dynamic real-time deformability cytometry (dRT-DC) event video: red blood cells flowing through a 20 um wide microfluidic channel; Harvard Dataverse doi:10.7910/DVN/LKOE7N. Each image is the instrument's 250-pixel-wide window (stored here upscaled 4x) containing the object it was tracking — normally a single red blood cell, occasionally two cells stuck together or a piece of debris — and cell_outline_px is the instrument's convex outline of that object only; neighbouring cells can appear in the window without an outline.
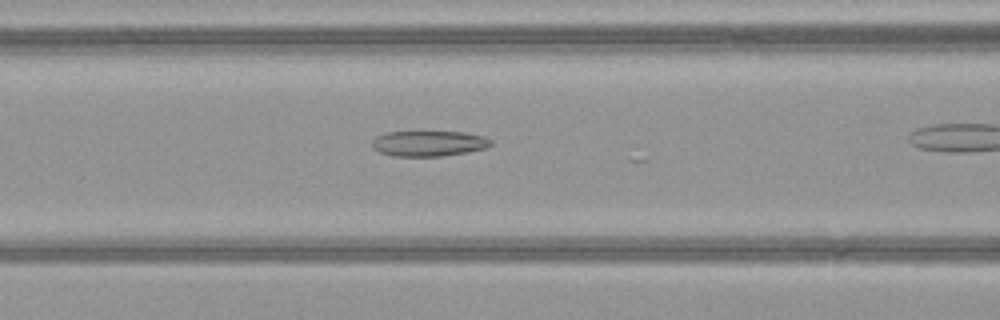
{"species": "common noctule bat (a hibernating species)", "species_latin": "Nyctalus noctula", "temperature_condition": "warm", "stored_images_in_passage": 10, "camera_frame_rate_fps": 3000, "um_per_image_px": 0.085, "animal": {"sex": "female", "body_mass_g": 21.9}, "frame": {"image": 1, "passage_image": 4, "time_ms": 1.0, "image_size_px": [1000, 320], "cell_outline_px": [[492, 144], [484, 148], [468, 152], [444, 156], [392, 156], [380, 152], [372, 148], [372, 140], [376, 136], [388, 132], [464, 132], [484, 136], [492, 140]], "centroid_in_image_um": [36.44, 12.2], "position_along_channel_um": 130.2, "area_um2": 17.69}}
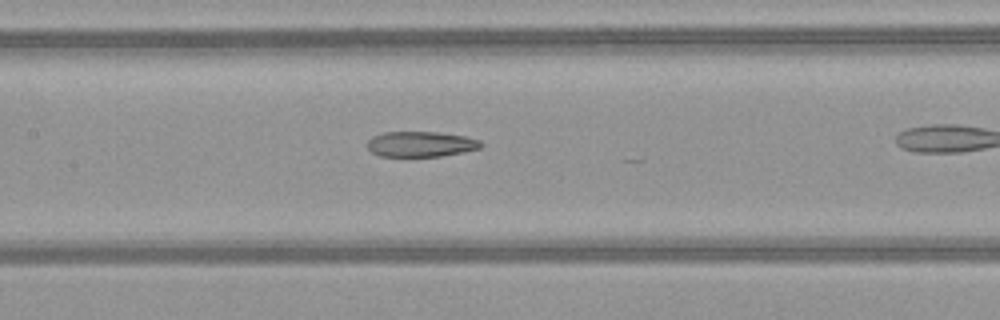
{"frame": {"image": 2, "passage_image": 7, "time_ms": 2.0, "image_size_px": [1000, 320], "cell_outline_px": [[484, 144], [480, 148], [464, 152], [440, 156], [380, 156], [372, 152], [368, 148], [368, 140], [372, 136], [384, 132], [440, 132], [464, 136], [480, 140]], "centroid_in_image_um": [35.78, 12.24], "position_along_channel_um": 171.6, "area_um2": 16.82}}